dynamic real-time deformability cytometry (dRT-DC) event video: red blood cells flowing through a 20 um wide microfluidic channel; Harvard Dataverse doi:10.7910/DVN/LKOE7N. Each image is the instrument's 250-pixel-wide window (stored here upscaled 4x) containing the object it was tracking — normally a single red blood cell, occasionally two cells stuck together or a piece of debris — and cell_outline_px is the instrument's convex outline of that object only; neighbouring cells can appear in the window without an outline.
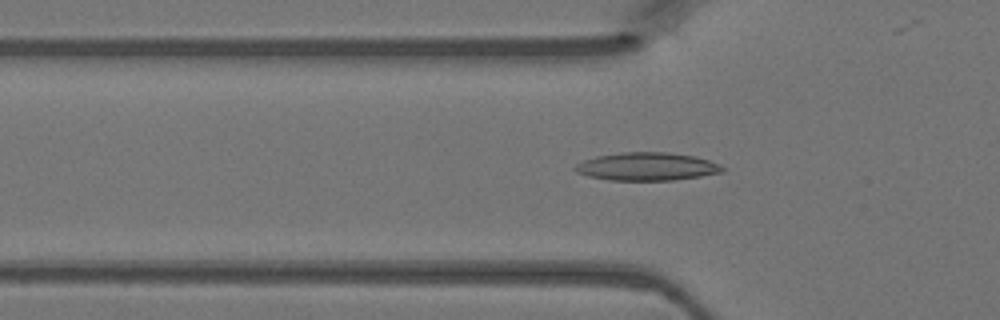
{"species": "Egyptian fruit bat (a non-hibernating species)", "species_latin": "Rousettus aegyptiacus", "temperature_condition": "warm", "stored_images_in_passage": 46, "camera_frame_rate_fps": 3000, "um_per_image_px": 0.085, "animal": {"sex": "female"}, "frame": {"image": 1, "passage_image": 14, "time_ms": 4.333, "image_size_px": [1000, 320], "cell_outline_px": [[724, 172], [700, 176], [672, 180], [608, 180], [588, 176], [576, 172], [572, 168], [576, 164], [584, 160], [596, 156], [620, 152], [668, 152], [696, 156], [720, 164], [724, 168]], "centroid_in_image_um": [54.97, 14.15], "position_along_channel_um": 70.8, "area_um2": 24.16}}
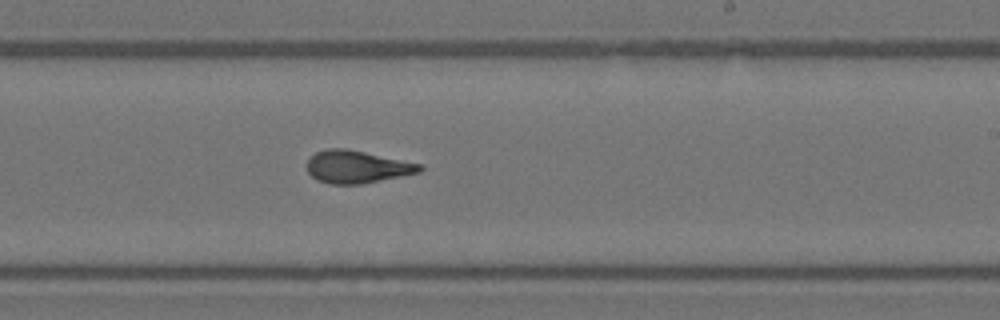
{"frame": {"image": 2, "passage_image": 27, "time_ms": 8.667, "image_size_px": [1000, 320], "cell_outline_px": [[424, 168], [420, 172], [360, 184], [328, 184], [316, 180], [308, 172], [308, 160], [316, 152], [328, 148], [344, 148], [424, 164]], "centroid_in_image_um": [30.35, 14.18], "position_along_channel_um": 258.6, "area_um2": 21.27}}
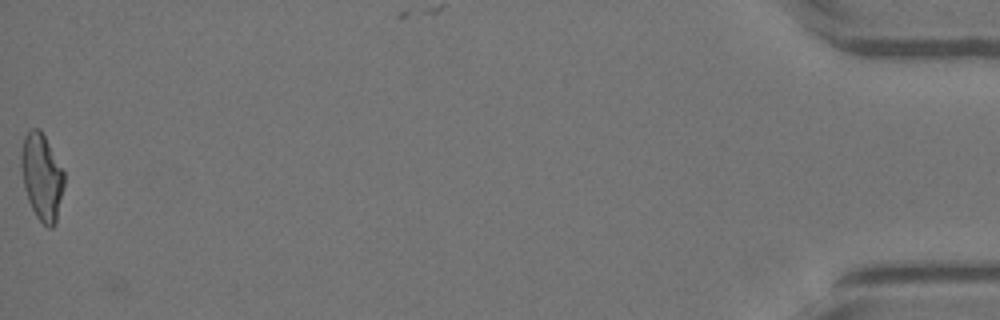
{"frame": {"image": 3, "passage_image": 46, "time_ms": 15.0, "image_size_px": [1000, 320], "cell_outline_px": [[64, 188], [56, 224], [52, 228], [48, 228], [36, 216], [28, 200], [24, 188], [20, 168], [20, 152], [24, 136], [32, 128], [40, 128], [64, 172]], "centroid_in_image_um": [3.54, 15.04], "position_along_channel_um": 431.7, "area_um2": 21.85}}